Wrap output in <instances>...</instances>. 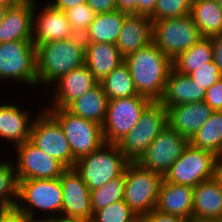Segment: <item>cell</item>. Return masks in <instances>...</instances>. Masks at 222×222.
I'll use <instances>...</instances> for the list:
<instances>
[{
	"mask_svg": "<svg viewBox=\"0 0 222 222\" xmlns=\"http://www.w3.org/2000/svg\"><path fill=\"white\" fill-rule=\"evenodd\" d=\"M16 208L33 220L35 209L55 212L62 216L63 194L60 178L55 179H23L18 181V198ZM24 200V201H23ZM24 205H21L23 202ZM28 204V205H27Z\"/></svg>",
	"mask_w": 222,
	"mask_h": 222,
	"instance_id": "obj_12",
	"label": "cell"
},
{
	"mask_svg": "<svg viewBox=\"0 0 222 222\" xmlns=\"http://www.w3.org/2000/svg\"><path fill=\"white\" fill-rule=\"evenodd\" d=\"M20 107L13 104L0 105V137L12 141L15 147L29 141L33 122L27 114L29 111H22Z\"/></svg>",
	"mask_w": 222,
	"mask_h": 222,
	"instance_id": "obj_25",
	"label": "cell"
},
{
	"mask_svg": "<svg viewBox=\"0 0 222 222\" xmlns=\"http://www.w3.org/2000/svg\"><path fill=\"white\" fill-rule=\"evenodd\" d=\"M24 0H0L1 3L6 4L8 6H13L23 2Z\"/></svg>",
	"mask_w": 222,
	"mask_h": 222,
	"instance_id": "obj_49",
	"label": "cell"
},
{
	"mask_svg": "<svg viewBox=\"0 0 222 222\" xmlns=\"http://www.w3.org/2000/svg\"><path fill=\"white\" fill-rule=\"evenodd\" d=\"M17 198L18 179L14 164L3 161L0 163V209L15 207Z\"/></svg>",
	"mask_w": 222,
	"mask_h": 222,
	"instance_id": "obj_33",
	"label": "cell"
},
{
	"mask_svg": "<svg viewBox=\"0 0 222 222\" xmlns=\"http://www.w3.org/2000/svg\"><path fill=\"white\" fill-rule=\"evenodd\" d=\"M34 0L9 6L0 24V43L33 41Z\"/></svg>",
	"mask_w": 222,
	"mask_h": 222,
	"instance_id": "obj_17",
	"label": "cell"
},
{
	"mask_svg": "<svg viewBox=\"0 0 222 222\" xmlns=\"http://www.w3.org/2000/svg\"><path fill=\"white\" fill-rule=\"evenodd\" d=\"M188 77L207 90L222 78V73L219 71L214 61H212L209 62V65L201 66L199 69L189 73Z\"/></svg>",
	"mask_w": 222,
	"mask_h": 222,
	"instance_id": "obj_37",
	"label": "cell"
},
{
	"mask_svg": "<svg viewBox=\"0 0 222 222\" xmlns=\"http://www.w3.org/2000/svg\"><path fill=\"white\" fill-rule=\"evenodd\" d=\"M86 1L87 0H55L49 4L65 12L67 9L86 3Z\"/></svg>",
	"mask_w": 222,
	"mask_h": 222,
	"instance_id": "obj_45",
	"label": "cell"
},
{
	"mask_svg": "<svg viewBox=\"0 0 222 222\" xmlns=\"http://www.w3.org/2000/svg\"><path fill=\"white\" fill-rule=\"evenodd\" d=\"M63 194L62 216L90 222L93 211L91 192L74 168H67L60 176Z\"/></svg>",
	"mask_w": 222,
	"mask_h": 222,
	"instance_id": "obj_15",
	"label": "cell"
},
{
	"mask_svg": "<svg viewBox=\"0 0 222 222\" xmlns=\"http://www.w3.org/2000/svg\"><path fill=\"white\" fill-rule=\"evenodd\" d=\"M8 8H9L8 5L3 4V3L0 2V24H1V22L4 18V16H5L6 11H7Z\"/></svg>",
	"mask_w": 222,
	"mask_h": 222,
	"instance_id": "obj_48",
	"label": "cell"
},
{
	"mask_svg": "<svg viewBox=\"0 0 222 222\" xmlns=\"http://www.w3.org/2000/svg\"><path fill=\"white\" fill-rule=\"evenodd\" d=\"M189 143L196 148L213 152L215 155L222 154V111H214L189 140Z\"/></svg>",
	"mask_w": 222,
	"mask_h": 222,
	"instance_id": "obj_30",
	"label": "cell"
},
{
	"mask_svg": "<svg viewBox=\"0 0 222 222\" xmlns=\"http://www.w3.org/2000/svg\"><path fill=\"white\" fill-rule=\"evenodd\" d=\"M214 1L222 7V0H214Z\"/></svg>",
	"mask_w": 222,
	"mask_h": 222,
	"instance_id": "obj_50",
	"label": "cell"
},
{
	"mask_svg": "<svg viewBox=\"0 0 222 222\" xmlns=\"http://www.w3.org/2000/svg\"><path fill=\"white\" fill-rule=\"evenodd\" d=\"M193 0H157L151 20L159 21L166 18L183 17L190 14Z\"/></svg>",
	"mask_w": 222,
	"mask_h": 222,
	"instance_id": "obj_35",
	"label": "cell"
},
{
	"mask_svg": "<svg viewBox=\"0 0 222 222\" xmlns=\"http://www.w3.org/2000/svg\"><path fill=\"white\" fill-rule=\"evenodd\" d=\"M157 0H137V14L150 16Z\"/></svg>",
	"mask_w": 222,
	"mask_h": 222,
	"instance_id": "obj_43",
	"label": "cell"
},
{
	"mask_svg": "<svg viewBox=\"0 0 222 222\" xmlns=\"http://www.w3.org/2000/svg\"><path fill=\"white\" fill-rule=\"evenodd\" d=\"M17 164L14 167L18 181L23 179L60 178L67 169L57 159L47 155L30 141L15 147Z\"/></svg>",
	"mask_w": 222,
	"mask_h": 222,
	"instance_id": "obj_14",
	"label": "cell"
},
{
	"mask_svg": "<svg viewBox=\"0 0 222 222\" xmlns=\"http://www.w3.org/2000/svg\"><path fill=\"white\" fill-rule=\"evenodd\" d=\"M190 15L202 37L222 33V7L214 0H193Z\"/></svg>",
	"mask_w": 222,
	"mask_h": 222,
	"instance_id": "obj_28",
	"label": "cell"
},
{
	"mask_svg": "<svg viewBox=\"0 0 222 222\" xmlns=\"http://www.w3.org/2000/svg\"><path fill=\"white\" fill-rule=\"evenodd\" d=\"M153 38V21L149 16L128 14L122 24L116 46L125 58L149 45Z\"/></svg>",
	"mask_w": 222,
	"mask_h": 222,
	"instance_id": "obj_20",
	"label": "cell"
},
{
	"mask_svg": "<svg viewBox=\"0 0 222 222\" xmlns=\"http://www.w3.org/2000/svg\"><path fill=\"white\" fill-rule=\"evenodd\" d=\"M136 219L135 213L121 200L94 211L90 222H134Z\"/></svg>",
	"mask_w": 222,
	"mask_h": 222,
	"instance_id": "obj_34",
	"label": "cell"
},
{
	"mask_svg": "<svg viewBox=\"0 0 222 222\" xmlns=\"http://www.w3.org/2000/svg\"><path fill=\"white\" fill-rule=\"evenodd\" d=\"M213 48V61L222 73V33L211 37Z\"/></svg>",
	"mask_w": 222,
	"mask_h": 222,
	"instance_id": "obj_42",
	"label": "cell"
},
{
	"mask_svg": "<svg viewBox=\"0 0 222 222\" xmlns=\"http://www.w3.org/2000/svg\"><path fill=\"white\" fill-rule=\"evenodd\" d=\"M55 82L58 83V91L50 97L53 99V106L46 107V109L66 108L99 83L85 64L60 76Z\"/></svg>",
	"mask_w": 222,
	"mask_h": 222,
	"instance_id": "obj_18",
	"label": "cell"
},
{
	"mask_svg": "<svg viewBox=\"0 0 222 222\" xmlns=\"http://www.w3.org/2000/svg\"><path fill=\"white\" fill-rule=\"evenodd\" d=\"M37 86L36 46L33 41L0 43V79Z\"/></svg>",
	"mask_w": 222,
	"mask_h": 222,
	"instance_id": "obj_11",
	"label": "cell"
},
{
	"mask_svg": "<svg viewBox=\"0 0 222 222\" xmlns=\"http://www.w3.org/2000/svg\"><path fill=\"white\" fill-rule=\"evenodd\" d=\"M108 98L100 83L70 103L65 109L75 116L103 125L107 114Z\"/></svg>",
	"mask_w": 222,
	"mask_h": 222,
	"instance_id": "obj_27",
	"label": "cell"
},
{
	"mask_svg": "<svg viewBox=\"0 0 222 222\" xmlns=\"http://www.w3.org/2000/svg\"><path fill=\"white\" fill-rule=\"evenodd\" d=\"M193 222L222 221V185L213 177L193 189Z\"/></svg>",
	"mask_w": 222,
	"mask_h": 222,
	"instance_id": "obj_21",
	"label": "cell"
},
{
	"mask_svg": "<svg viewBox=\"0 0 222 222\" xmlns=\"http://www.w3.org/2000/svg\"><path fill=\"white\" fill-rule=\"evenodd\" d=\"M138 95L160 101L166 87L172 60L153 42L124 58Z\"/></svg>",
	"mask_w": 222,
	"mask_h": 222,
	"instance_id": "obj_1",
	"label": "cell"
},
{
	"mask_svg": "<svg viewBox=\"0 0 222 222\" xmlns=\"http://www.w3.org/2000/svg\"><path fill=\"white\" fill-rule=\"evenodd\" d=\"M215 178L222 185V154L216 156V161H215Z\"/></svg>",
	"mask_w": 222,
	"mask_h": 222,
	"instance_id": "obj_47",
	"label": "cell"
},
{
	"mask_svg": "<svg viewBox=\"0 0 222 222\" xmlns=\"http://www.w3.org/2000/svg\"><path fill=\"white\" fill-rule=\"evenodd\" d=\"M35 4L34 1L33 23L36 27L33 28V42L36 47L46 42L62 41L77 36L64 11L48 3L37 16Z\"/></svg>",
	"mask_w": 222,
	"mask_h": 222,
	"instance_id": "obj_16",
	"label": "cell"
},
{
	"mask_svg": "<svg viewBox=\"0 0 222 222\" xmlns=\"http://www.w3.org/2000/svg\"><path fill=\"white\" fill-rule=\"evenodd\" d=\"M216 156L213 152L196 148L189 143L163 179L169 183L194 188L199 183L215 177Z\"/></svg>",
	"mask_w": 222,
	"mask_h": 222,
	"instance_id": "obj_10",
	"label": "cell"
},
{
	"mask_svg": "<svg viewBox=\"0 0 222 222\" xmlns=\"http://www.w3.org/2000/svg\"><path fill=\"white\" fill-rule=\"evenodd\" d=\"M36 60L38 84H54L60 76L85 64L83 36L39 44Z\"/></svg>",
	"mask_w": 222,
	"mask_h": 222,
	"instance_id": "obj_2",
	"label": "cell"
},
{
	"mask_svg": "<svg viewBox=\"0 0 222 222\" xmlns=\"http://www.w3.org/2000/svg\"><path fill=\"white\" fill-rule=\"evenodd\" d=\"M47 111L58 121L66 135L73 157L91 154L105 142L102 125L68 112L65 108H48Z\"/></svg>",
	"mask_w": 222,
	"mask_h": 222,
	"instance_id": "obj_6",
	"label": "cell"
},
{
	"mask_svg": "<svg viewBox=\"0 0 222 222\" xmlns=\"http://www.w3.org/2000/svg\"><path fill=\"white\" fill-rule=\"evenodd\" d=\"M166 125V108L159 101H152L136 126L117 145L130 162H136Z\"/></svg>",
	"mask_w": 222,
	"mask_h": 222,
	"instance_id": "obj_5",
	"label": "cell"
},
{
	"mask_svg": "<svg viewBox=\"0 0 222 222\" xmlns=\"http://www.w3.org/2000/svg\"><path fill=\"white\" fill-rule=\"evenodd\" d=\"M65 13L75 33L82 36L96 16V13L87 3L67 9Z\"/></svg>",
	"mask_w": 222,
	"mask_h": 222,
	"instance_id": "obj_36",
	"label": "cell"
},
{
	"mask_svg": "<svg viewBox=\"0 0 222 222\" xmlns=\"http://www.w3.org/2000/svg\"><path fill=\"white\" fill-rule=\"evenodd\" d=\"M134 222H143L141 218L136 219Z\"/></svg>",
	"mask_w": 222,
	"mask_h": 222,
	"instance_id": "obj_51",
	"label": "cell"
},
{
	"mask_svg": "<svg viewBox=\"0 0 222 222\" xmlns=\"http://www.w3.org/2000/svg\"><path fill=\"white\" fill-rule=\"evenodd\" d=\"M117 10L137 14V0H116Z\"/></svg>",
	"mask_w": 222,
	"mask_h": 222,
	"instance_id": "obj_44",
	"label": "cell"
},
{
	"mask_svg": "<svg viewBox=\"0 0 222 222\" xmlns=\"http://www.w3.org/2000/svg\"><path fill=\"white\" fill-rule=\"evenodd\" d=\"M143 222H193L192 219L181 216L165 214L157 209H153L148 214L140 217Z\"/></svg>",
	"mask_w": 222,
	"mask_h": 222,
	"instance_id": "obj_39",
	"label": "cell"
},
{
	"mask_svg": "<svg viewBox=\"0 0 222 222\" xmlns=\"http://www.w3.org/2000/svg\"><path fill=\"white\" fill-rule=\"evenodd\" d=\"M188 144V138L167 124L136 162L164 177Z\"/></svg>",
	"mask_w": 222,
	"mask_h": 222,
	"instance_id": "obj_13",
	"label": "cell"
},
{
	"mask_svg": "<svg viewBox=\"0 0 222 222\" xmlns=\"http://www.w3.org/2000/svg\"><path fill=\"white\" fill-rule=\"evenodd\" d=\"M204 102L213 111H222V78L206 90Z\"/></svg>",
	"mask_w": 222,
	"mask_h": 222,
	"instance_id": "obj_38",
	"label": "cell"
},
{
	"mask_svg": "<svg viewBox=\"0 0 222 222\" xmlns=\"http://www.w3.org/2000/svg\"><path fill=\"white\" fill-rule=\"evenodd\" d=\"M36 222H85L83 220L71 218V217H64V216H54V214L50 217H45L43 219H36Z\"/></svg>",
	"mask_w": 222,
	"mask_h": 222,
	"instance_id": "obj_46",
	"label": "cell"
},
{
	"mask_svg": "<svg viewBox=\"0 0 222 222\" xmlns=\"http://www.w3.org/2000/svg\"><path fill=\"white\" fill-rule=\"evenodd\" d=\"M129 13L116 10L96 14L83 34L85 43H112L116 45L123 21Z\"/></svg>",
	"mask_w": 222,
	"mask_h": 222,
	"instance_id": "obj_26",
	"label": "cell"
},
{
	"mask_svg": "<svg viewBox=\"0 0 222 222\" xmlns=\"http://www.w3.org/2000/svg\"><path fill=\"white\" fill-rule=\"evenodd\" d=\"M213 61L211 37H202L189 50L180 53L172 60L173 69L188 75Z\"/></svg>",
	"mask_w": 222,
	"mask_h": 222,
	"instance_id": "obj_29",
	"label": "cell"
},
{
	"mask_svg": "<svg viewBox=\"0 0 222 222\" xmlns=\"http://www.w3.org/2000/svg\"><path fill=\"white\" fill-rule=\"evenodd\" d=\"M193 187L169 183L163 179L156 209L162 213L193 220Z\"/></svg>",
	"mask_w": 222,
	"mask_h": 222,
	"instance_id": "obj_23",
	"label": "cell"
},
{
	"mask_svg": "<svg viewBox=\"0 0 222 222\" xmlns=\"http://www.w3.org/2000/svg\"><path fill=\"white\" fill-rule=\"evenodd\" d=\"M125 177L124 173L105 183L98 189L91 191L92 211L105 208L107 205L119 202L124 198Z\"/></svg>",
	"mask_w": 222,
	"mask_h": 222,
	"instance_id": "obj_32",
	"label": "cell"
},
{
	"mask_svg": "<svg viewBox=\"0 0 222 222\" xmlns=\"http://www.w3.org/2000/svg\"><path fill=\"white\" fill-rule=\"evenodd\" d=\"M124 177L123 200L135 215L140 218L156 209L163 176L145 169L137 162H129L124 171Z\"/></svg>",
	"mask_w": 222,
	"mask_h": 222,
	"instance_id": "obj_4",
	"label": "cell"
},
{
	"mask_svg": "<svg viewBox=\"0 0 222 222\" xmlns=\"http://www.w3.org/2000/svg\"><path fill=\"white\" fill-rule=\"evenodd\" d=\"M99 83L102 85L108 100L138 95L129 68L125 62L116 67Z\"/></svg>",
	"mask_w": 222,
	"mask_h": 222,
	"instance_id": "obj_31",
	"label": "cell"
},
{
	"mask_svg": "<svg viewBox=\"0 0 222 222\" xmlns=\"http://www.w3.org/2000/svg\"><path fill=\"white\" fill-rule=\"evenodd\" d=\"M205 94L206 90L188 75L179 73L172 68L164 94L159 102L167 109L175 105L204 101Z\"/></svg>",
	"mask_w": 222,
	"mask_h": 222,
	"instance_id": "obj_22",
	"label": "cell"
},
{
	"mask_svg": "<svg viewBox=\"0 0 222 222\" xmlns=\"http://www.w3.org/2000/svg\"><path fill=\"white\" fill-rule=\"evenodd\" d=\"M202 38L191 15L153 22L152 42L171 60Z\"/></svg>",
	"mask_w": 222,
	"mask_h": 222,
	"instance_id": "obj_7",
	"label": "cell"
},
{
	"mask_svg": "<svg viewBox=\"0 0 222 222\" xmlns=\"http://www.w3.org/2000/svg\"><path fill=\"white\" fill-rule=\"evenodd\" d=\"M123 62L124 57L115 44L85 43V65L98 82Z\"/></svg>",
	"mask_w": 222,
	"mask_h": 222,
	"instance_id": "obj_24",
	"label": "cell"
},
{
	"mask_svg": "<svg viewBox=\"0 0 222 222\" xmlns=\"http://www.w3.org/2000/svg\"><path fill=\"white\" fill-rule=\"evenodd\" d=\"M0 222H36L16 207L0 209Z\"/></svg>",
	"mask_w": 222,
	"mask_h": 222,
	"instance_id": "obj_40",
	"label": "cell"
},
{
	"mask_svg": "<svg viewBox=\"0 0 222 222\" xmlns=\"http://www.w3.org/2000/svg\"><path fill=\"white\" fill-rule=\"evenodd\" d=\"M129 162L117 144L104 143L91 154L76 160L73 168L91 192L121 176Z\"/></svg>",
	"mask_w": 222,
	"mask_h": 222,
	"instance_id": "obj_3",
	"label": "cell"
},
{
	"mask_svg": "<svg viewBox=\"0 0 222 222\" xmlns=\"http://www.w3.org/2000/svg\"><path fill=\"white\" fill-rule=\"evenodd\" d=\"M204 222H222V221H204Z\"/></svg>",
	"mask_w": 222,
	"mask_h": 222,
	"instance_id": "obj_52",
	"label": "cell"
},
{
	"mask_svg": "<svg viewBox=\"0 0 222 222\" xmlns=\"http://www.w3.org/2000/svg\"><path fill=\"white\" fill-rule=\"evenodd\" d=\"M31 125L29 141L66 168H73V157L66 135L58 121L47 111H40Z\"/></svg>",
	"mask_w": 222,
	"mask_h": 222,
	"instance_id": "obj_9",
	"label": "cell"
},
{
	"mask_svg": "<svg viewBox=\"0 0 222 222\" xmlns=\"http://www.w3.org/2000/svg\"><path fill=\"white\" fill-rule=\"evenodd\" d=\"M166 110L167 124L189 140L214 112L204 101L175 105Z\"/></svg>",
	"mask_w": 222,
	"mask_h": 222,
	"instance_id": "obj_19",
	"label": "cell"
},
{
	"mask_svg": "<svg viewBox=\"0 0 222 222\" xmlns=\"http://www.w3.org/2000/svg\"><path fill=\"white\" fill-rule=\"evenodd\" d=\"M152 101L144 96L108 100L107 114L102 125L105 143L117 144L138 123L144 109Z\"/></svg>",
	"mask_w": 222,
	"mask_h": 222,
	"instance_id": "obj_8",
	"label": "cell"
},
{
	"mask_svg": "<svg viewBox=\"0 0 222 222\" xmlns=\"http://www.w3.org/2000/svg\"><path fill=\"white\" fill-rule=\"evenodd\" d=\"M86 3L96 14L109 13L117 10L116 0H87Z\"/></svg>",
	"mask_w": 222,
	"mask_h": 222,
	"instance_id": "obj_41",
	"label": "cell"
}]
</instances>
